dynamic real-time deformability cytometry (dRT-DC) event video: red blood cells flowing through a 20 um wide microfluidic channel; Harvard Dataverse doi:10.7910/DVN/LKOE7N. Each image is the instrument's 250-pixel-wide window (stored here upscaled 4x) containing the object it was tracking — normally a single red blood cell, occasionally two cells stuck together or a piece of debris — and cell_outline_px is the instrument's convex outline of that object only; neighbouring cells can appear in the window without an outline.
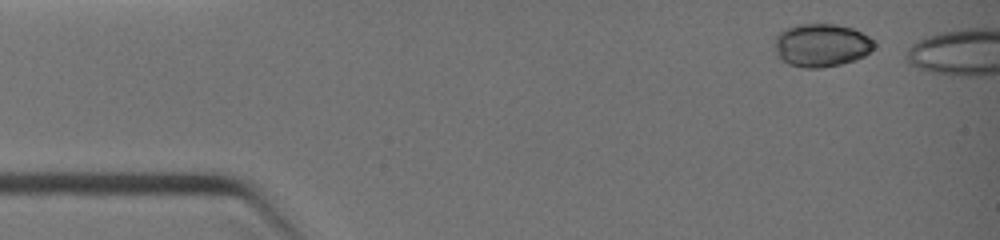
{"species": "common noctule bat (a hibernating species)", "species_latin": "Nyctalus noctula", "temperature_condition": "warm", "stored_images_in_passage": 2, "camera_frame_rate_fps": 3000, "um_per_image_px": 0.085, "animal": {"sex": "female", "body_mass_g": 19.0, "forearm_length_mm": 51.5}, "frame": {"image": 1, "passage_image": 1, "time_ms": 0.0, "image_size_px": [1000, 240], "cell_outline_px": [[876, 48], [864, 56], [856, 60], [840, 64], [820, 68], [804, 68], [788, 64], [780, 60], [776, 56], [772, 44], [772, 40], [784, 28], [796, 24], [836, 24], [852, 28], [868, 36], [876, 44]], "centroid_in_image_um": [69.77, 3.85], "position_along_channel_um": 15.2, "area_um2": 25.61}}